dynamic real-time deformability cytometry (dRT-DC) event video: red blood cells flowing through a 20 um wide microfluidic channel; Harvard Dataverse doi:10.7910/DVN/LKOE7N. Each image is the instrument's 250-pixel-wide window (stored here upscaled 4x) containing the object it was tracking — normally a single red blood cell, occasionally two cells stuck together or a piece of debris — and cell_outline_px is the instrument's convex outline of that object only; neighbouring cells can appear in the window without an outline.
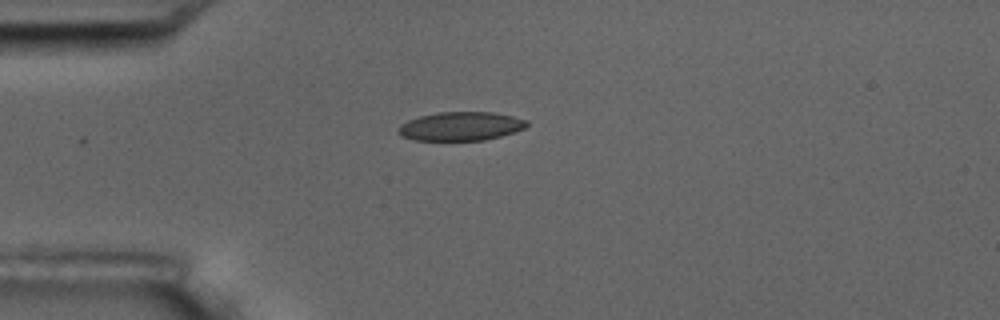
{"species": "common noctule bat (a hibernating species)", "species_latin": "Nyctalus noctula", "temperature_condition": "room temperature", "stored_images_in_passage": 4, "camera_frame_rate_fps": 3000, "um_per_image_px": 0.085, "animal": {"sex": "male", "body_mass_g": 17.5, "forearm_length_mm": 52.3}, "frame": {"image": 1, "passage_image": 1, "time_ms": 0.0, "image_size_px": [1000, 320], "cell_outline_px": [[528, 124], [524, 128], [500, 136], [484, 140], [412, 140], [400, 136], [396, 132], [396, 128], [400, 124], [408, 120], [420, 116], [440, 112], [492, 112], [512, 116], [528, 120]], "centroid_in_image_um": [39.1, 10.73], "position_along_channel_um": 45.9, "area_um2": 21.56}}